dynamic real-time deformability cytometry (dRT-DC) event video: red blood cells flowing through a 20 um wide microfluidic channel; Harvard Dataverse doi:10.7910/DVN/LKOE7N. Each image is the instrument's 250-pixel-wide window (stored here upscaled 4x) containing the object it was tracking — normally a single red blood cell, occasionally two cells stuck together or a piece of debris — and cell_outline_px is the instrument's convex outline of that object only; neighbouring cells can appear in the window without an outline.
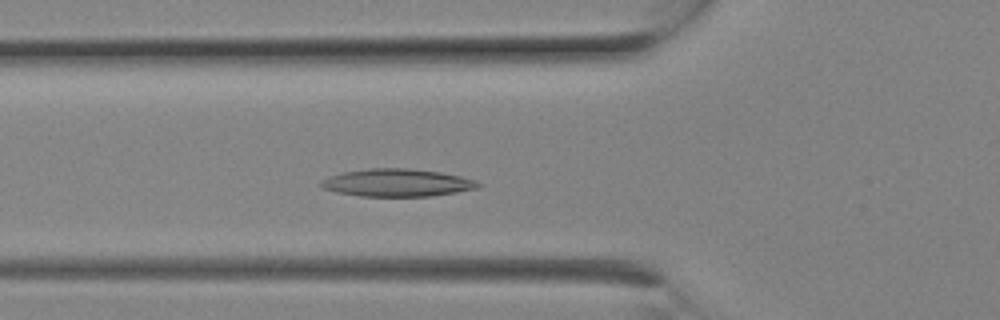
{"species": "Egyptian fruit bat (a non-hibernating species)", "species_latin": "Rousettus aegyptiacus", "temperature_condition": "room temperature", "stored_images_in_passage": 7, "camera_frame_rate_fps": 3000, "um_per_image_px": 0.085, "animal": {"sex": "female"}, "frame": {"image": 1, "passage_image": 7, "time_ms": 2.0, "image_size_px": [1000, 320], "cell_outline_px": [[484, 184], [476, 188], [456, 192], [428, 196], [360, 196], [336, 192], [324, 188], [320, 184], [320, 180], [328, 176], [340, 172], [368, 168], [408, 168], [440, 172], [460, 176], [476, 180]], "centroid_in_image_um": [33.73, 15.52], "position_along_channel_um": 92.1, "area_um2": 25.37}}